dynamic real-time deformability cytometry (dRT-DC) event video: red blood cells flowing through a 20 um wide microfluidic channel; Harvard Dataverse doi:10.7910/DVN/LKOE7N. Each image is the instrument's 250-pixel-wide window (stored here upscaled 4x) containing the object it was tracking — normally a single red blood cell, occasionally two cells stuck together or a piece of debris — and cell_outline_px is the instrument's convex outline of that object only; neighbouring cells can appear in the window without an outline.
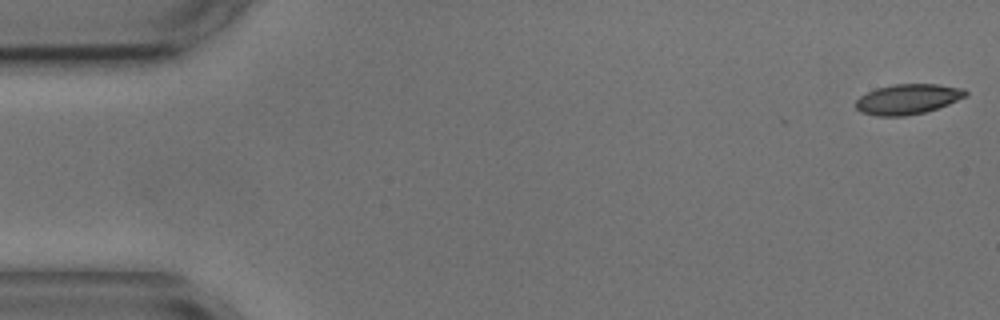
{"species": "common noctule bat (a hibernating species)", "species_latin": "Nyctalus noctula", "temperature_condition": "cold", "stored_images_in_passage": 4, "camera_frame_rate_fps": 3000, "um_per_image_px": 0.085, "animal": {"sex": "male", "body_mass_g": 17.9, "forearm_length_mm": 54.2}, "frame": {"image": 1, "passage_image": 1, "time_ms": 0.0, "image_size_px": [1000, 320], "cell_outline_px": [[968, 96], [948, 104], [924, 112], [904, 116], [876, 116], [860, 112], [856, 108], [856, 100], [860, 96], [876, 88], [892, 84], [936, 84], [964, 88], [968, 92]], "centroid_in_image_um": [77.16, 8.42], "position_along_channel_um": 7.8, "area_um2": 19.36}}
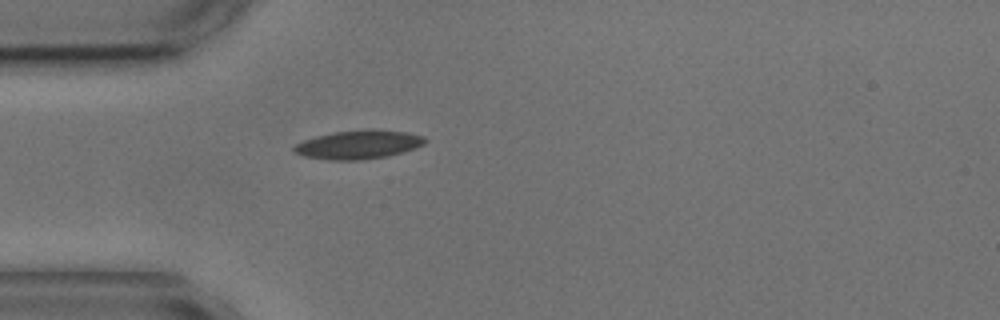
{"frame": {"image": 2, "passage_image": 4, "time_ms": 4.667, "image_size_px": [1000, 320], "cell_outline_px": [[428, 140], [424, 144], [388, 156], [360, 160], [328, 160], [304, 156], [296, 152], [292, 148], [296, 144], [304, 140], [316, 136], [336, 132], [368, 128], [372, 128], [408, 132], [424, 136]], "centroid_in_image_um": [30.49, 12.27], "position_along_channel_um": 54.5, "area_um2": 21.91}}